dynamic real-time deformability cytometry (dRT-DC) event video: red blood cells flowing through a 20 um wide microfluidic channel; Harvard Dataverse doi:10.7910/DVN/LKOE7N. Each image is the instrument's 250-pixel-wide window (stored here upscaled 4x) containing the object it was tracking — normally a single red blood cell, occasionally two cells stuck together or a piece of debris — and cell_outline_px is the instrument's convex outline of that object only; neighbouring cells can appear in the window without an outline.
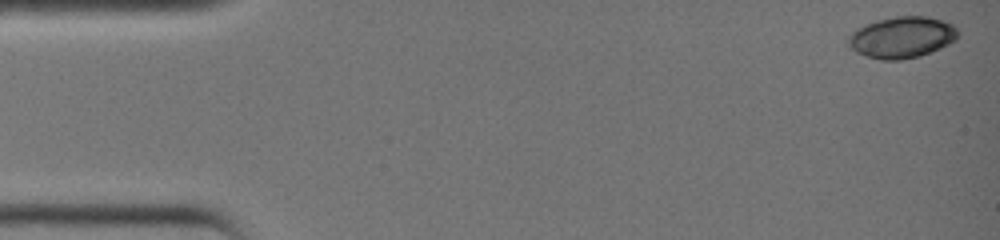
{"species": "common noctule bat (a hibernating species)", "species_latin": "Nyctalus noctula", "temperature_condition": "warm", "stored_images_in_passage": 8, "camera_frame_rate_fps": 3000, "um_per_image_px": 0.085, "animal": {"sex": "female", "body_mass_g": 19.0, "forearm_length_mm": 51.5}, "frame": {"image": 1, "passage_image": 1, "time_ms": 0.0, "image_size_px": [1000, 240], "cell_outline_px": [[960, 32], [956, 40], [940, 48], [920, 56], [900, 60], [880, 60], [856, 52], [848, 44], [848, 36], [856, 28], [876, 20], [896, 16], [928, 16], [952, 24]], "centroid_in_image_um": [76.67, 3.17], "position_along_channel_um": 8.3, "area_um2": 26.47}}